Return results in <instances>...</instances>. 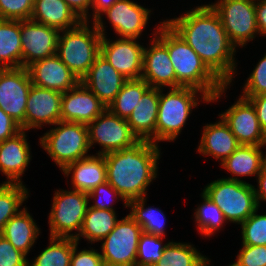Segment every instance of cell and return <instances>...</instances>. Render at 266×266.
I'll list each match as a JSON object with an SVG mask.
<instances>
[{"instance_id":"cell-1","label":"cell","mask_w":266,"mask_h":266,"mask_svg":"<svg viewBox=\"0 0 266 266\" xmlns=\"http://www.w3.org/2000/svg\"><path fill=\"white\" fill-rule=\"evenodd\" d=\"M164 21L225 85L231 86L237 72L236 47L230 42L219 15L210 4L197 6L182 16Z\"/></svg>"},{"instance_id":"cell-2","label":"cell","mask_w":266,"mask_h":266,"mask_svg":"<svg viewBox=\"0 0 266 266\" xmlns=\"http://www.w3.org/2000/svg\"><path fill=\"white\" fill-rule=\"evenodd\" d=\"M159 145L140 140L135 145L104 154L107 182L128 203L147 197V188L157 178Z\"/></svg>"},{"instance_id":"cell-3","label":"cell","mask_w":266,"mask_h":266,"mask_svg":"<svg viewBox=\"0 0 266 266\" xmlns=\"http://www.w3.org/2000/svg\"><path fill=\"white\" fill-rule=\"evenodd\" d=\"M155 28V35L167 46L176 80L182 87L202 91L210 102L218 101L230 88L202 61L199 55L164 20Z\"/></svg>"},{"instance_id":"cell-4","label":"cell","mask_w":266,"mask_h":266,"mask_svg":"<svg viewBox=\"0 0 266 266\" xmlns=\"http://www.w3.org/2000/svg\"><path fill=\"white\" fill-rule=\"evenodd\" d=\"M197 94L203 102L210 103L207 95L192 87L170 88L165 94L163 89H159L158 117L155 126L156 145L160 141H175L185 127L192 109L199 104Z\"/></svg>"},{"instance_id":"cell-5","label":"cell","mask_w":266,"mask_h":266,"mask_svg":"<svg viewBox=\"0 0 266 266\" xmlns=\"http://www.w3.org/2000/svg\"><path fill=\"white\" fill-rule=\"evenodd\" d=\"M89 22L82 20L76 27L60 31L57 45L56 54L80 81L100 54L102 36L95 23L92 21L91 28Z\"/></svg>"},{"instance_id":"cell-6","label":"cell","mask_w":266,"mask_h":266,"mask_svg":"<svg viewBox=\"0 0 266 266\" xmlns=\"http://www.w3.org/2000/svg\"><path fill=\"white\" fill-rule=\"evenodd\" d=\"M254 187L224 177L207 184L202 193L219 207L227 222L240 225L259 209Z\"/></svg>"},{"instance_id":"cell-7","label":"cell","mask_w":266,"mask_h":266,"mask_svg":"<svg viewBox=\"0 0 266 266\" xmlns=\"http://www.w3.org/2000/svg\"><path fill=\"white\" fill-rule=\"evenodd\" d=\"M54 128L40 137V145L62 171L68 164L89 156L87 125L76 122H57Z\"/></svg>"},{"instance_id":"cell-8","label":"cell","mask_w":266,"mask_h":266,"mask_svg":"<svg viewBox=\"0 0 266 266\" xmlns=\"http://www.w3.org/2000/svg\"><path fill=\"white\" fill-rule=\"evenodd\" d=\"M88 206L86 193L74 189H57L48 216L50 236L76 238L81 231Z\"/></svg>"},{"instance_id":"cell-9","label":"cell","mask_w":266,"mask_h":266,"mask_svg":"<svg viewBox=\"0 0 266 266\" xmlns=\"http://www.w3.org/2000/svg\"><path fill=\"white\" fill-rule=\"evenodd\" d=\"M210 6L219 15L230 42L236 48L247 45L259 34L255 0H217Z\"/></svg>"},{"instance_id":"cell-10","label":"cell","mask_w":266,"mask_h":266,"mask_svg":"<svg viewBox=\"0 0 266 266\" xmlns=\"http://www.w3.org/2000/svg\"><path fill=\"white\" fill-rule=\"evenodd\" d=\"M141 226L128 214L117 221L114 229L101 241L100 255L104 266H136Z\"/></svg>"},{"instance_id":"cell-11","label":"cell","mask_w":266,"mask_h":266,"mask_svg":"<svg viewBox=\"0 0 266 266\" xmlns=\"http://www.w3.org/2000/svg\"><path fill=\"white\" fill-rule=\"evenodd\" d=\"M90 148L102 146L96 154H107L129 148L140 140L132 132L127 119L113 114L108 108L87 125Z\"/></svg>"},{"instance_id":"cell-12","label":"cell","mask_w":266,"mask_h":266,"mask_svg":"<svg viewBox=\"0 0 266 266\" xmlns=\"http://www.w3.org/2000/svg\"><path fill=\"white\" fill-rule=\"evenodd\" d=\"M152 11L131 0H119L110 8L106 9L94 21L98 32L105 36V24L102 16L105 14L107 20L114 28L115 34L121 38L139 39L150 19Z\"/></svg>"},{"instance_id":"cell-13","label":"cell","mask_w":266,"mask_h":266,"mask_svg":"<svg viewBox=\"0 0 266 266\" xmlns=\"http://www.w3.org/2000/svg\"><path fill=\"white\" fill-rule=\"evenodd\" d=\"M32 86L27 68H0V108L25 130L28 93Z\"/></svg>"},{"instance_id":"cell-14","label":"cell","mask_w":266,"mask_h":266,"mask_svg":"<svg viewBox=\"0 0 266 266\" xmlns=\"http://www.w3.org/2000/svg\"><path fill=\"white\" fill-rule=\"evenodd\" d=\"M144 46L132 38H116L108 40L107 34L102 36L100 54L124 77L141 79L143 72Z\"/></svg>"},{"instance_id":"cell-15","label":"cell","mask_w":266,"mask_h":266,"mask_svg":"<svg viewBox=\"0 0 266 266\" xmlns=\"http://www.w3.org/2000/svg\"><path fill=\"white\" fill-rule=\"evenodd\" d=\"M22 67L53 56L57 52L60 30L35 22L20 20Z\"/></svg>"},{"instance_id":"cell-16","label":"cell","mask_w":266,"mask_h":266,"mask_svg":"<svg viewBox=\"0 0 266 266\" xmlns=\"http://www.w3.org/2000/svg\"><path fill=\"white\" fill-rule=\"evenodd\" d=\"M219 116L228 124L230 130L240 145H266V134L261 129L255 107L242 96L229 107L219 113Z\"/></svg>"},{"instance_id":"cell-17","label":"cell","mask_w":266,"mask_h":266,"mask_svg":"<svg viewBox=\"0 0 266 266\" xmlns=\"http://www.w3.org/2000/svg\"><path fill=\"white\" fill-rule=\"evenodd\" d=\"M149 47L143 50V72L141 79L150 87L164 89V87H182L176 80L173 64L169 58L167 46L155 35Z\"/></svg>"},{"instance_id":"cell-18","label":"cell","mask_w":266,"mask_h":266,"mask_svg":"<svg viewBox=\"0 0 266 266\" xmlns=\"http://www.w3.org/2000/svg\"><path fill=\"white\" fill-rule=\"evenodd\" d=\"M63 93L32 84L28 93L25 113V131L55 125L61 121Z\"/></svg>"},{"instance_id":"cell-19","label":"cell","mask_w":266,"mask_h":266,"mask_svg":"<svg viewBox=\"0 0 266 266\" xmlns=\"http://www.w3.org/2000/svg\"><path fill=\"white\" fill-rule=\"evenodd\" d=\"M26 68L31 83L38 87L65 93L80 83V80L57 54L37 60Z\"/></svg>"},{"instance_id":"cell-20","label":"cell","mask_w":266,"mask_h":266,"mask_svg":"<svg viewBox=\"0 0 266 266\" xmlns=\"http://www.w3.org/2000/svg\"><path fill=\"white\" fill-rule=\"evenodd\" d=\"M106 109L100 99L80 82L62 95L61 121L88 125Z\"/></svg>"},{"instance_id":"cell-21","label":"cell","mask_w":266,"mask_h":266,"mask_svg":"<svg viewBox=\"0 0 266 266\" xmlns=\"http://www.w3.org/2000/svg\"><path fill=\"white\" fill-rule=\"evenodd\" d=\"M127 80L99 54L80 82L108 107Z\"/></svg>"},{"instance_id":"cell-22","label":"cell","mask_w":266,"mask_h":266,"mask_svg":"<svg viewBox=\"0 0 266 266\" xmlns=\"http://www.w3.org/2000/svg\"><path fill=\"white\" fill-rule=\"evenodd\" d=\"M21 130L15 136L0 142V171L6 175L4 183L22 184L21 177L29 166L32 155L27 134Z\"/></svg>"},{"instance_id":"cell-23","label":"cell","mask_w":266,"mask_h":266,"mask_svg":"<svg viewBox=\"0 0 266 266\" xmlns=\"http://www.w3.org/2000/svg\"><path fill=\"white\" fill-rule=\"evenodd\" d=\"M62 172L67 178L72 173V188L86 194L107 181L106 161L101 154H89L81 160L68 164Z\"/></svg>"},{"instance_id":"cell-24","label":"cell","mask_w":266,"mask_h":266,"mask_svg":"<svg viewBox=\"0 0 266 266\" xmlns=\"http://www.w3.org/2000/svg\"><path fill=\"white\" fill-rule=\"evenodd\" d=\"M219 121L203 127L198 151L201 155L211 156L220 163L228 158L239 146L237 138L221 116Z\"/></svg>"},{"instance_id":"cell-25","label":"cell","mask_w":266,"mask_h":266,"mask_svg":"<svg viewBox=\"0 0 266 266\" xmlns=\"http://www.w3.org/2000/svg\"><path fill=\"white\" fill-rule=\"evenodd\" d=\"M159 89L150 87L139 100L127 122L139 140L155 143L158 117Z\"/></svg>"},{"instance_id":"cell-26","label":"cell","mask_w":266,"mask_h":266,"mask_svg":"<svg viewBox=\"0 0 266 266\" xmlns=\"http://www.w3.org/2000/svg\"><path fill=\"white\" fill-rule=\"evenodd\" d=\"M30 19L60 31L74 28L82 21L64 0H34Z\"/></svg>"},{"instance_id":"cell-27","label":"cell","mask_w":266,"mask_h":266,"mask_svg":"<svg viewBox=\"0 0 266 266\" xmlns=\"http://www.w3.org/2000/svg\"><path fill=\"white\" fill-rule=\"evenodd\" d=\"M265 146L240 145L228 158L221 162L222 169L227 170L231 175L227 179L244 181L241 180L242 176L245 178L253 175L257 178L263 163L266 161V154L264 155L261 150Z\"/></svg>"},{"instance_id":"cell-28","label":"cell","mask_w":266,"mask_h":266,"mask_svg":"<svg viewBox=\"0 0 266 266\" xmlns=\"http://www.w3.org/2000/svg\"><path fill=\"white\" fill-rule=\"evenodd\" d=\"M39 229L32 215H30L26 207H23L5 224L1 235L16 249L27 255L40 234Z\"/></svg>"},{"instance_id":"cell-29","label":"cell","mask_w":266,"mask_h":266,"mask_svg":"<svg viewBox=\"0 0 266 266\" xmlns=\"http://www.w3.org/2000/svg\"><path fill=\"white\" fill-rule=\"evenodd\" d=\"M20 20L0 19V68L22 67Z\"/></svg>"},{"instance_id":"cell-30","label":"cell","mask_w":266,"mask_h":266,"mask_svg":"<svg viewBox=\"0 0 266 266\" xmlns=\"http://www.w3.org/2000/svg\"><path fill=\"white\" fill-rule=\"evenodd\" d=\"M117 221L116 211L88 206L81 231L75 240L78 243L82 238L87 239L91 244L101 242L114 229Z\"/></svg>"},{"instance_id":"cell-31","label":"cell","mask_w":266,"mask_h":266,"mask_svg":"<svg viewBox=\"0 0 266 266\" xmlns=\"http://www.w3.org/2000/svg\"><path fill=\"white\" fill-rule=\"evenodd\" d=\"M146 199L147 197H142L129 201V215L141 226L144 233L166 237L165 214L159 208L145 207Z\"/></svg>"},{"instance_id":"cell-32","label":"cell","mask_w":266,"mask_h":266,"mask_svg":"<svg viewBox=\"0 0 266 266\" xmlns=\"http://www.w3.org/2000/svg\"><path fill=\"white\" fill-rule=\"evenodd\" d=\"M190 243L169 241L153 266H207L208 258Z\"/></svg>"},{"instance_id":"cell-33","label":"cell","mask_w":266,"mask_h":266,"mask_svg":"<svg viewBox=\"0 0 266 266\" xmlns=\"http://www.w3.org/2000/svg\"><path fill=\"white\" fill-rule=\"evenodd\" d=\"M149 88L150 85L143 79H129L107 108L118 117L127 119Z\"/></svg>"},{"instance_id":"cell-34","label":"cell","mask_w":266,"mask_h":266,"mask_svg":"<svg viewBox=\"0 0 266 266\" xmlns=\"http://www.w3.org/2000/svg\"><path fill=\"white\" fill-rule=\"evenodd\" d=\"M73 248L74 238L49 236V246L28 266H70Z\"/></svg>"},{"instance_id":"cell-35","label":"cell","mask_w":266,"mask_h":266,"mask_svg":"<svg viewBox=\"0 0 266 266\" xmlns=\"http://www.w3.org/2000/svg\"><path fill=\"white\" fill-rule=\"evenodd\" d=\"M29 197L28 188L18 183L0 184V234L5 224L19 211L24 201Z\"/></svg>"},{"instance_id":"cell-36","label":"cell","mask_w":266,"mask_h":266,"mask_svg":"<svg viewBox=\"0 0 266 266\" xmlns=\"http://www.w3.org/2000/svg\"><path fill=\"white\" fill-rule=\"evenodd\" d=\"M202 203L195 209V222L197 231L201 235L209 237L214 235L220 228H223L226 219L223 212L204 193H201Z\"/></svg>"},{"instance_id":"cell-37","label":"cell","mask_w":266,"mask_h":266,"mask_svg":"<svg viewBox=\"0 0 266 266\" xmlns=\"http://www.w3.org/2000/svg\"><path fill=\"white\" fill-rule=\"evenodd\" d=\"M165 237L142 233L138 242L136 266H153L163 255Z\"/></svg>"},{"instance_id":"cell-38","label":"cell","mask_w":266,"mask_h":266,"mask_svg":"<svg viewBox=\"0 0 266 266\" xmlns=\"http://www.w3.org/2000/svg\"><path fill=\"white\" fill-rule=\"evenodd\" d=\"M258 209L241 223L242 245L266 246V214H257Z\"/></svg>"},{"instance_id":"cell-39","label":"cell","mask_w":266,"mask_h":266,"mask_svg":"<svg viewBox=\"0 0 266 266\" xmlns=\"http://www.w3.org/2000/svg\"><path fill=\"white\" fill-rule=\"evenodd\" d=\"M34 0H0V19L29 20Z\"/></svg>"},{"instance_id":"cell-40","label":"cell","mask_w":266,"mask_h":266,"mask_svg":"<svg viewBox=\"0 0 266 266\" xmlns=\"http://www.w3.org/2000/svg\"><path fill=\"white\" fill-rule=\"evenodd\" d=\"M253 69L240 96L266 95V53Z\"/></svg>"},{"instance_id":"cell-41","label":"cell","mask_w":266,"mask_h":266,"mask_svg":"<svg viewBox=\"0 0 266 266\" xmlns=\"http://www.w3.org/2000/svg\"><path fill=\"white\" fill-rule=\"evenodd\" d=\"M88 199L95 200L93 205H90L89 207L97 208L101 210H110L115 211V208L113 207L114 203L108 199V197L116 198L117 201L120 199L123 200L125 208H127V202L123 199V197L106 181L105 183L98 185L96 188H94L90 193L87 194ZM106 196V200L102 199V197ZM112 202V203H111Z\"/></svg>"},{"instance_id":"cell-42","label":"cell","mask_w":266,"mask_h":266,"mask_svg":"<svg viewBox=\"0 0 266 266\" xmlns=\"http://www.w3.org/2000/svg\"><path fill=\"white\" fill-rule=\"evenodd\" d=\"M0 234V266H28V258Z\"/></svg>"},{"instance_id":"cell-43","label":"cell","mask_w":266,"mask_h":266,"mask_svg":"<svg viewBox=\"0 0 266 266\" xmlns=\"http://www.w3.org/2000/svg\"><path fill=\"white\" fill-rule=\"evenodd\" d=\"M235 263L239 266H266V246L242 245Z\"/></svg>"},{"instance_id":"cell-44","label":"cell","mask_w":266,"mask_h":266,"mask_svg":"<svg viewBox=\"0 0 266 266\" xmlns=\"http://www.w3.org/2000/svg\"><path fill=\"white\" fill-rule=\"evenodd\" d=\"M78 242L74 238V248L70 266H104L100 252L92 247L78 251Z\"/></svg>"},{"instance_id":"cell-45","label":"cell","mask_w":266,"mask_h":266,"mask_svg":"<svg viewBox=\"0 0 266 266\" xmlns=\"http://www.w3.org/2000/svg\"><path fill=\"white\" fill-rule=\"evenodd\" d=\"M21 130L20 125L0 108V142L15 136Z\"/></svg>"},{"instance_id":"cell-46","label":"cell","mask_w":266,"mask_h":266,"mask_svg":"<svg viewBox=\"0 0 266 266\" xmlns=\"http://www.w3.org/2000/svg\"><path fill=\"white\" fill-rule=\"evenodd\" d=\"M255 107L261 129L266 134V95L242 96Z\"/></svg>"},{"instance_id":"cell-47","label":"cell","mask_w":266,"mask_h":266,"mask_svg":"<svg viewBox=\"0 0 266 266\" xmlns=\"http://www.w3.org/2000/svg\"><path fill=\"white\" fill-rule=\"evenodd\" d=\"M69 7L77 14V16L84 21H88L89 8H91L92 0H64Z\"/></svg>"},{"instance_id":"cell-48","label":"cell","mask_w":266,"mask_h":266,"mask_svg":"<svg viewBox=\"0 0 266 266\" xmlns=\"http://www.w3.org/2000/svg\"><path fill=\"white\" fill-rule=\"evenodd\" d=\"M255 11L259 35L266 37V0H255Z\"/></svg>"},{"instance_id":"cell-49","label":"cell","mask_w":266,"mask_h":266,"mask_svg":"<svg viewBox=\"0 0 266 266\" xmlns=\"http://www.w3.org/2000/svg\"><path fill=\"white\" fill-rule=\"evenodd\" d=\"M258 188L254 187L258 207L260 202L266 201V161L263 163L261 171L257 175Z\"/></svg>"},{"instance_id":"cell-50","label":"cell","mask_w":266,"mask_h":266,"mask_svg":"<svg viewBox=\"0 0 266 266\" xmlns=\"http://www.w3.org/2000/svg\"><path fill=\"white\" fill-rule=\"evenodd\" d=\"M119 0H92L91 8L93 10L92 20L93 22L104 12L106 9L110 8L114 3Z\"/></svg>"},{"instance_id":"cell-51","label":"cell","mask_w":266,"mask_h":266,"mask_svg":"<svg viewBox=\"0 0 266 266\" xmlns=\"http://www.w3.org/2000/svg\"><path fill=\"white\" fill-rule=\"evenodd\" d=\"M210 260L208 259V261H207V266H209L210 265ZM228 266H239L237 263H232V264H230V265H228Z\"/></svg>"}]
</instances>
